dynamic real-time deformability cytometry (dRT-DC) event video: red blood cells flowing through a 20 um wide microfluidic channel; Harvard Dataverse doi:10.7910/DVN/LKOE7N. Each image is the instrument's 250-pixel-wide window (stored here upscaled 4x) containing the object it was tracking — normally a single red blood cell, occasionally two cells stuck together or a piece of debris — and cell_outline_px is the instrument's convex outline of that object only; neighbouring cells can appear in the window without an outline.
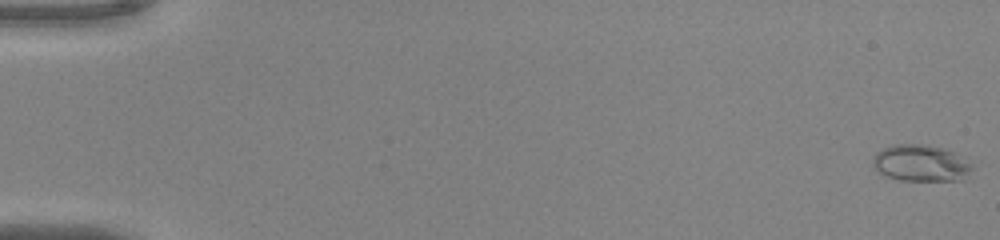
{"species": "common noctule bat (a hibernating species)", "species_latin": "Nyctalus noctula", "temperature_condition": "warm", "stored_images_in_passage": 51, "camera_frame_rate_fps": 3000, "um_per_image_px": 0.085, "animal": {"sex": "male", "body_mass_g": 20.0, "forearm_length_mm": 53.3}, "frame": {"image": 1, "passage_image": 1, "time_ms": 0.0, "image_size_px": [1000, 240], "cell_outline_px": [[980, 160], [976, 168], [960, 180], [900, 180], [876, 172], [872, 164], [872, 160], [876, 152], [892, 144], [920, 144], [944, 148]], "centroid_in_image_um": [78.42, 13.85], "position_along_channel_um": 6.6, "area_um2": 22.14}}
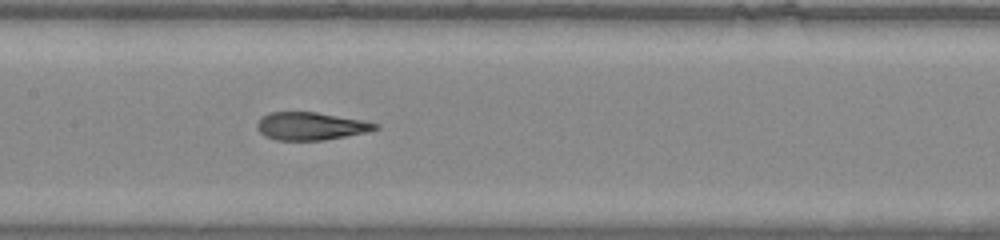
{"frame": {"image": 2, "passage_image": 27, "time_ms": 8.667, "image_size_px": [1000, 240], "cell_outline_px": [[380, 128], [368, 132], [324, 140], [276, 140], [264, 136], [256, 128], [256, 124], [260, 116], [268, 112], [316, 112], [364, 120], [380, 124]], "centroid_in_image_um": [26.41, 10.71], "position_along_channel_um": 181.0, "area_um2": 19.42}}
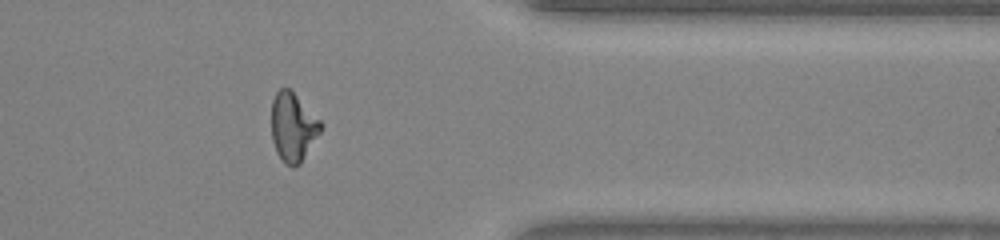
{"frame": {"image": 3, "passage_image": 43, "time_ms": 14.0, "image_size_px": [1000, 240], "cell_outline_px": [[324, 124], [320, 132], [300, 164], [292, 168], [284, 164], [276, 152], [272, 140], [272, 100], [276, 92], [280, 88], [292, 88]], "centroid_in_image_um": [24.91, 10.78], "position_along_channel_um": 386.5, "area_um2": 20.11}, "authors_computed_cell_mechanics": {"area_um2": 20.0566, "velocity_mm_per_s": 4.0826, "shape_relaxation_time_tau1_ms": 7.4683, "shape_relaxation_time_tau2_ms": 0.8753, "deformation_change_tau1": 0.3152, "deformation_change_tau2": 0.0811}}